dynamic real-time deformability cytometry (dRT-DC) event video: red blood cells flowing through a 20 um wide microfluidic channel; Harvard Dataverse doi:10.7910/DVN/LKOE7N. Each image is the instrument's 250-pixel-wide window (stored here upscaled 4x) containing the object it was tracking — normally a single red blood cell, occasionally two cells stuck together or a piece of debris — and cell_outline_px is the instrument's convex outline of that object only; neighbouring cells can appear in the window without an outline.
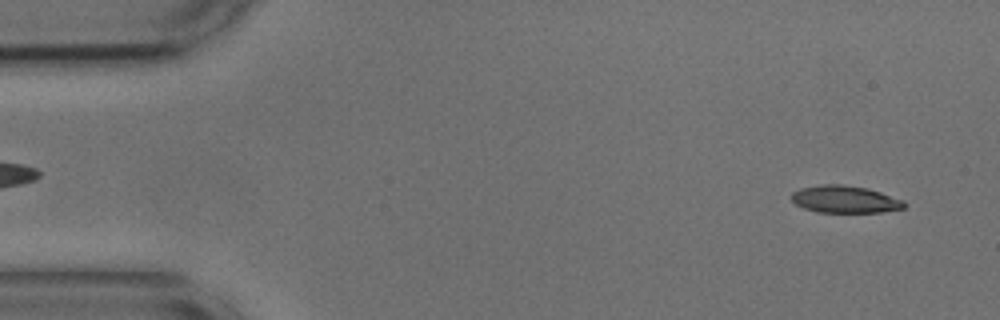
{"species": "common noctule bat (a hibernating species)", "species_latin": "Nyctalus noctula", "temperature_condition": "cold", "stored_images_in_passage": 54, "camera_frame_rate_fps": 3000, "um_per_image_px": 0.085, "animal": {"sex": "male", "body_mass_g": 17.9, "forearm_length_mm": 54.2}, "frame": {"image": 1, "passage_image": 3, "time_ms": 0.667, "image_size_px": [1000, 320], "cell_outline_px": [[908, 204], [904, 208], [880, 212], [816, 212], [804, 208], [796, 204], [792, 200], [792, 192], [800, 188], [824, 184], [840, 184], [868, 188], [904, 200]], "centroid_in_image_um": [71.84, 16.94], "position_along_channel_um": 13.2, "area_um2": 17.92}}
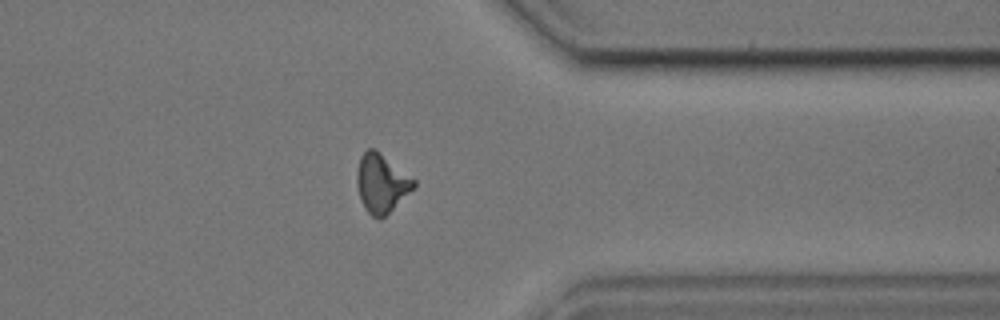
{"frame": {"image": 2, "passage_image": 42, "time_ms": 13.667, "image_size_px": [1000, 320], "cell_outline_px": [[416, 188], [380, 220], [372, 216], [364, 208], [360, 200], [356, 184], [356, 172], [360, 156], [368, 148], [376, 148], [416, 180]], "centroid_in_image_um": [32.43, 15.57], "position_along_channel_um": 379.0, "area_um2": 19.88}}
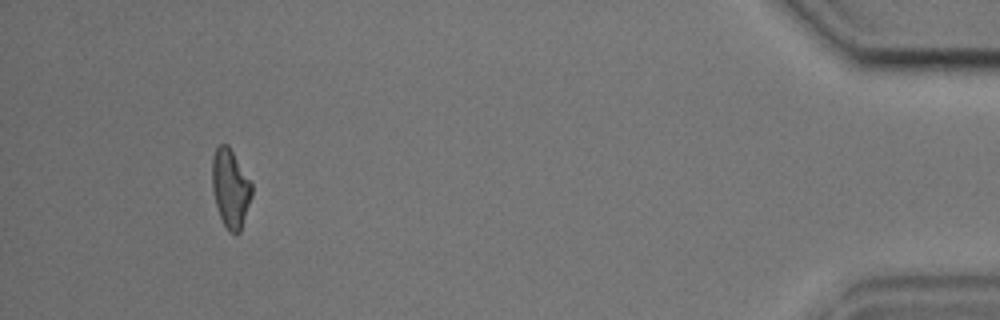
{"frame": {"image": 3, "passage_image": 50, "time_ms": 16.333, "image_size_px": [1000, 320], "cell_outline_px": [[252, 196], [240, 232], [236, 236], [228, 232], [220, 216], [216, 204], [212, 188], [212, 160], [216, 148], [220, 144], [228, 144], [252, 184]], "centroid_in_image_um": [19.59, 16.04], "position_along_channel_um": 415.6, "area_um2": 18.09}, "authors_computed_cell_mechanics": {"area_um2": 18.4671, "velocity_mm_per_s": 3.6617, "shape_relaxation_time_tau1_ms": null, "shape_relaxation_time_tau2_ms": 5.6774, "deformation_change_tau1": null, "deformation_change_tau2": 0.163}}